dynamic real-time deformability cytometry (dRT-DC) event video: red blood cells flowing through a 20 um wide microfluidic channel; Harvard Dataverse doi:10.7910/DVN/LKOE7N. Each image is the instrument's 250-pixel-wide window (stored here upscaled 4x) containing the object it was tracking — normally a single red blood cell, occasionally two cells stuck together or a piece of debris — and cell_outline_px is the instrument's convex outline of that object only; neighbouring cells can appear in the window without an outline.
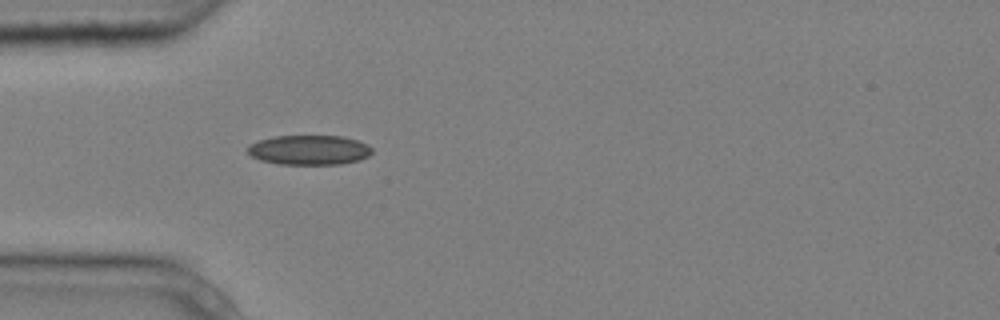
{"species": "common noctule bat (a hibernating species)", "species_latin": "Nyctalus noctula", "temperature_condition": "cold", "stored_images_in_passage": 5, "camera_frame_rate_fps": 3000, "um_per_image_px": 0.085, "animal": {"sex": "male", "body_mass_g": 20.4}, "frame": {"image": 1, "passage_image": 5, "time_ms": 1.333, "image_size_px": [1000, 320], "cell_outline_px": [[372, 152], [368, 156], [360, 160], [340, 164], [280, 164], [260, 160], [252, 156], [248, 152], [248, 144], [272, 136], [344, 136], [368, 144], [372, 148]], "centroid_in_image_um": [26.29, 12.74], "position_along_channel_um": 58.7, "area_um2": 21.56}}